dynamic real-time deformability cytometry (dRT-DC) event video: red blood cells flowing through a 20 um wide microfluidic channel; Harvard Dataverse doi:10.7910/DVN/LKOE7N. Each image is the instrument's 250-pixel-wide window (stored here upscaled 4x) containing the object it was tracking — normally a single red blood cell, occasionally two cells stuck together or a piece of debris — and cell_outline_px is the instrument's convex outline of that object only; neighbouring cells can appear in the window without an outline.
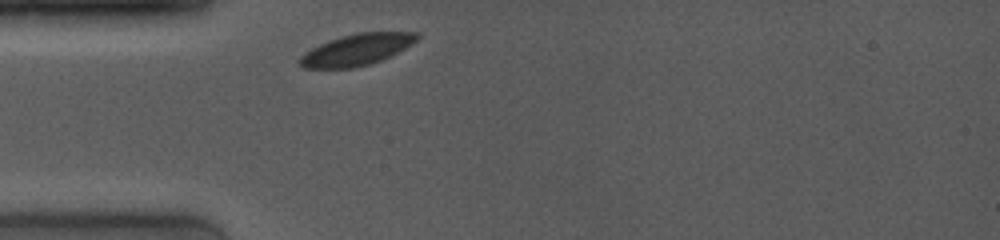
{"species": "common noctule bat (a hibernating species)", "species_latin": "Nyctalus noctula", "temperature_condition": "room temperature", "stored_images_in_passage": 40, "camera_frame_rate_fps": 4000, "um_per_image_px": 0.085, "animal": {"sex": "female", "body_mass_g": 19.0, "forearm_length_mm": 53.3}, "frame": {"image": 1, "passage_image": 1, "time_ms": 0.0, "image_size_px": [1000, 240], "cell_outline_px": [[420, 36], [412, 44], [380, 60], [368, 64], [352, 68], [304, 68], [300, 64], [300, 56], [312, 48], [328, 40], [340, 36], [356, 32], [420, 32]], "centroid_in_image_um": [30.32, 4.2], "position_along_channel_um": 54.7, "area_um2": 21.21}}
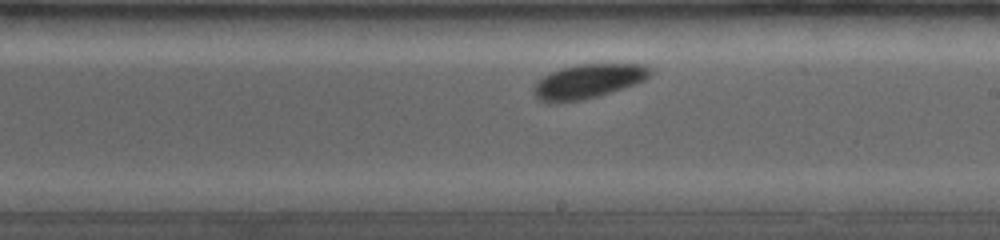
{"frame": {"image": 2, "passage_image": 23, "time_ms": 5.0, "image_size_px": [1000, 240], "cell_outline_px": [[652, 72], [644, 80], [636, 84], [596, 96], [580, 100], [556, 104], [548, 104], [536, 100], [532, 92], [532, 88], [544, 76], [560, 68], [576, 64], [644, 64], [652, 68]], "centroid_in_image_um": [49.94, 6.93], "position_along_channel_um": 239.1, "area_um2": 23.47}}
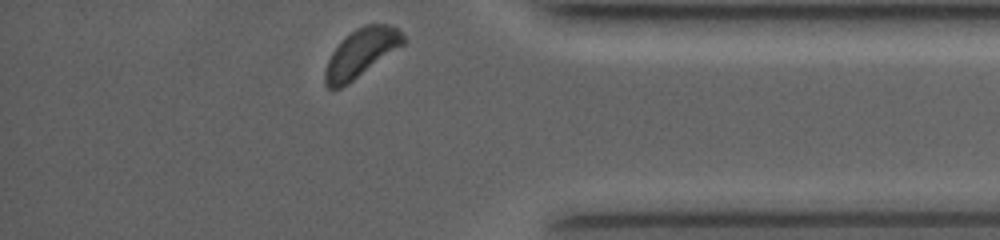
{"frame": {"image": 3, "passage_image": 40, "time_ms": 9.5, "image_size_px": [1000, 240], "cell_outline_px": [[404, 44], [348, 84], [340, 88], [328, 88], [324, 84], [324, 72], [328, 60], [332, 52], [356, 28], [368, 24], [388, 24], [396, 28], [404, 36]], "centroid_in_image_um": [30.68, 4.52], "position_along_channel_um": 404.5, "area_um2": 21.44}}